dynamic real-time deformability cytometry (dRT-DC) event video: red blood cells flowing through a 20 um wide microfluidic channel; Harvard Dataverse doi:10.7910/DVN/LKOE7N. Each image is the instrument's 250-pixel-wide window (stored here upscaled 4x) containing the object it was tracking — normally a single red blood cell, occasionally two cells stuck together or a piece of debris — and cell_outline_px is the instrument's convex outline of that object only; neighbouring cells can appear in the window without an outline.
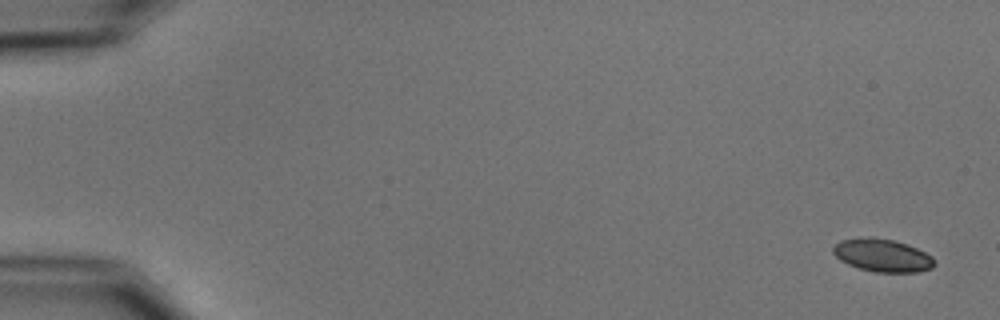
{"species": "common noctule bat (a hibernating species)", "species_latin": "Nyctalus noctula", "temperature_condition": "cold", "stored_images_in_passage": 5, "camera_frame_rate_fps": 3000, "um_per_image_px": 0.085, "animal": {"sex": "male", "body_mass_g": 15.6}, "frame": {"image": 1, "passage_image": 1, "time_ms": 0.0, "image_size_px": [1000, 320], "cell_outline_px": [[936, 264], [932, 268], [920, 272], [876, 272], [860, 268], [848, 264], [840, 260], [832, 252], [832, 248], [840, 240], [868, 236], [872, 236], [892, 240], [916, 248], [932, 256], [936, 260]], "centroid_in_image_um": [75.01, 21.7], "position_along_channel_um": 10.0, "area_um2": 19.42}}
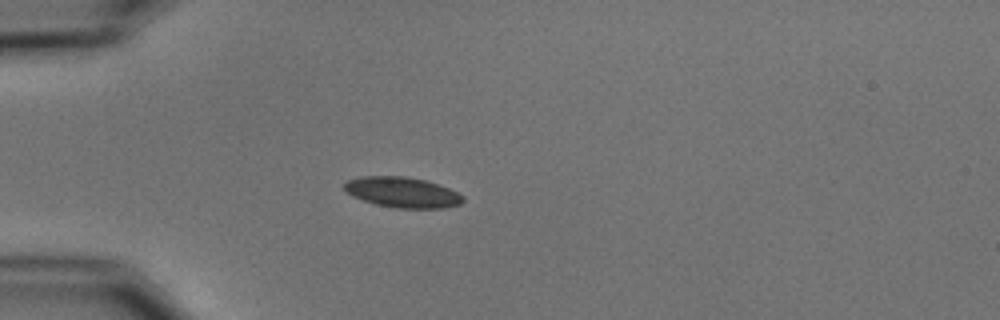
{"frame": {"image": 2, "passage_image": 5, "time_ms": 4.667, "image_size_px": [1000, 320], "cell_outline_px": [[464, 200], [460, 204], [444, 208], [396, 208], [376, 204], [352, 196], [344, 188], [344, 184], [348, 180], [360, 176], [404, 176], [424, 180], [448, 188], [464, 196]], "centroid_in_image_um": [34.2, 16.35], "position_along_channel_um": 50.8, "area_um2": 20.87}}